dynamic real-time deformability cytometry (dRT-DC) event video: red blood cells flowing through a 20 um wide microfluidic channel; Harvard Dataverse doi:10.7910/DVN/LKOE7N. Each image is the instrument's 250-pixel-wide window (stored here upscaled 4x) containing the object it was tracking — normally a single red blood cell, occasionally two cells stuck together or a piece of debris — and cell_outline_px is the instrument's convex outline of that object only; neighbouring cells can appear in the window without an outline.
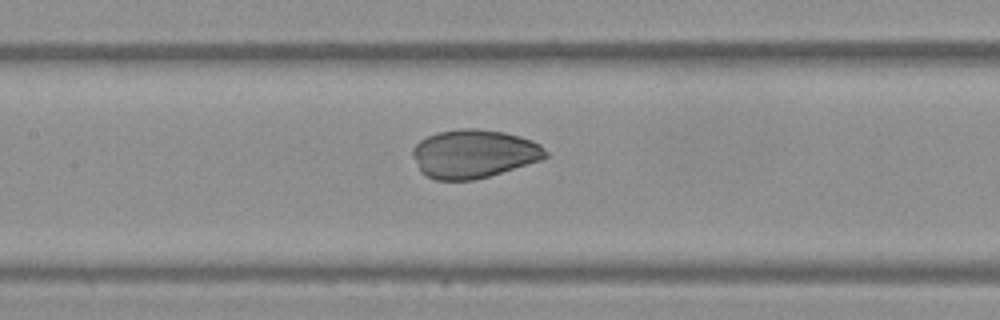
{"species": "Egyptian fruit bat (a non-hibernating species)", "species_latin": "Rousettus aegyptiacus", "temperature_condition": "warm", "stored_images_in_passage": 41, "camera_frame_rate_fps": 3000, "um_per_image_px": 0.085, "frame": {"image": 1, "passage_image": 13, "time_ms": 4.0, "image_size_px": [1000, 320], "cell_outline_px": [[548, 156], [540, 160], [488, 176], [472, 180], [436, 180], [424, 176], [420, 172], [412, 156], [412, 148], [420, 140], [436, 132], [460, 128], [476, 128], [504, 132], [520, 136], [532, 140], [540, 144], [548, 152]], "centroid_in_image_um": [40.24, 13.06], "position_along_channel_um": 167.2, "area_um2": 37.69}}
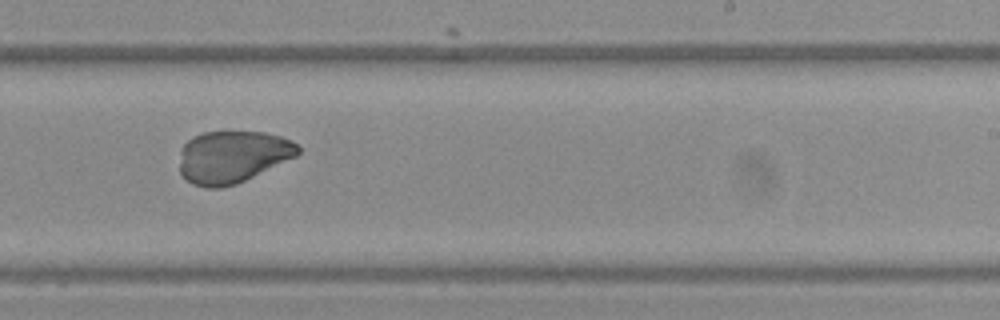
{"frame": {"image": 2, "passage_image": 21, "time_ms": 6.667, "image_size_px": [1000, 320], "cell_outline_px": [[300, 152], [296, 156], [236, 184], [220, 188], [204, 188], [192, 184], [180, 172], [180, 148], [188, 140], [204, 132], [264, 132], [280, 136], [292, 140], [300, 148]], "centroid_in_image_um": [19.75, 13.33], "position_along_channel_um": 269.2, "area_um2": 35.89}}
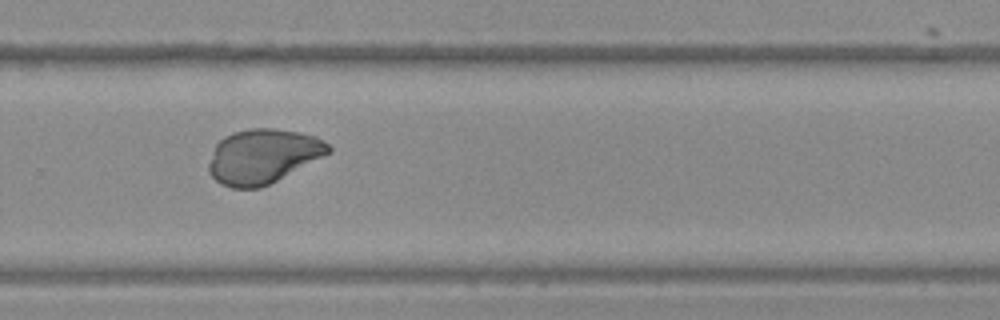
{"frame": {"image": 3, "passage_image": 24, "time_ms": 7.667, "image_size_px": [1000, 320], "cell_outline_px": [[332, 152], [260, 188], [232, 188], [220, 184], [208, 172], [208, 164], [216, 144], [224, 136], [232, 132], [248, 128], [272, 128], [300, 132], [316, 136], [328, 144], [332, 148]], "centroid_in_image_um": [22.33, 13.27], "position_along_channel_um": 307.5, "area_um2": 37.92}}